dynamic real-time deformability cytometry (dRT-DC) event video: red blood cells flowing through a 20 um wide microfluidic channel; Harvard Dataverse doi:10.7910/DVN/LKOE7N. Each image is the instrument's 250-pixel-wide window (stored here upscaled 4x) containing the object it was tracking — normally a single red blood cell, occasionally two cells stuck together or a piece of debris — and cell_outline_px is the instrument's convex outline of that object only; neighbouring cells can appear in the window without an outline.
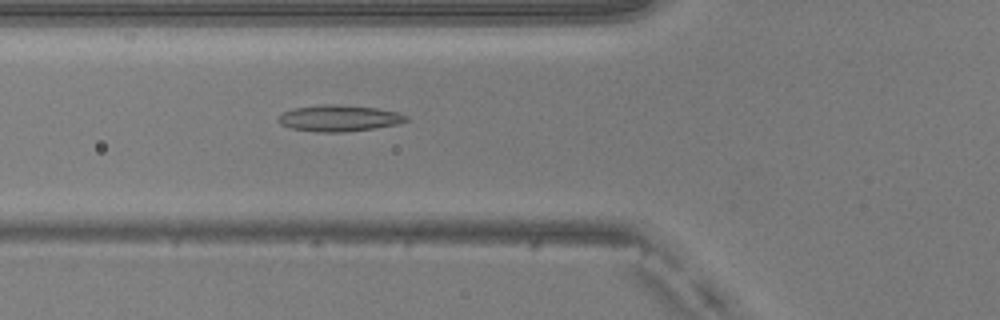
{"species": "common noctule bat (a hibernating species)", "species_latin": "Nyctalus noctula", "temperature_condition": "warm", "stored_images_in_passage": 39, "camera_frame_rate_fps": 3000, "um_per_image_px": 0.085, "animal": {"sex": "male", "body_mass_g": 20.5, "forearm_length_mm": 52.5}, "frame": {"image": 1, "passage_image": 8, "time_ms": 2.333, "image_size_px": [1000, 320], "cell_outline_px": [[408, 120], [400, 124], [376, 128], [344, 132], [316, 132], [288, 128], [280, 124], [276, 120], [284, 112], [296, 108], [320, 104], [336, 104], [376, 108], [400, 112], [408, 116]], "centroid_in_image_um": [28.85, 10.05], "position_along_channel_um": 97.0, "area_um2": 19.83}}
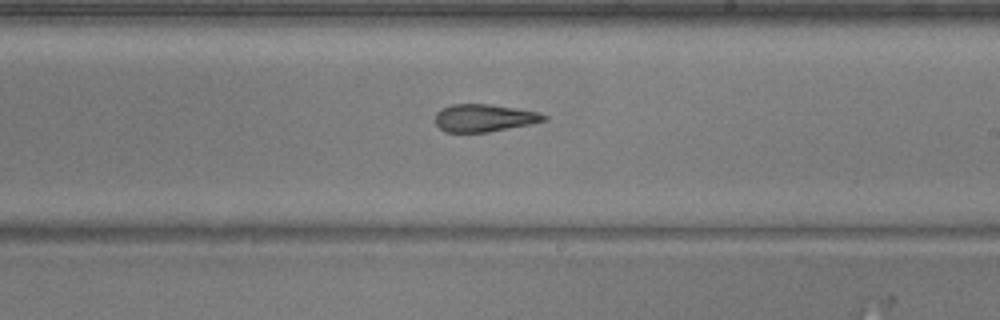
{"frame": {"image": 2, "passage_image": 19, "time_ms": 6.0, "image_size_px": [1000, 320], "cell_outline_px": [[548, 120], [532, 124], [488, 132], [444, 132], [436, 124], [436, 112], [440, 108], [452, 104], [488, 104], [540, 112], [548, 116]], "centroid_in_image_um": [41.17, 10.02], "position_along_channel_um": 247.8, "area_um2": 17.57}}
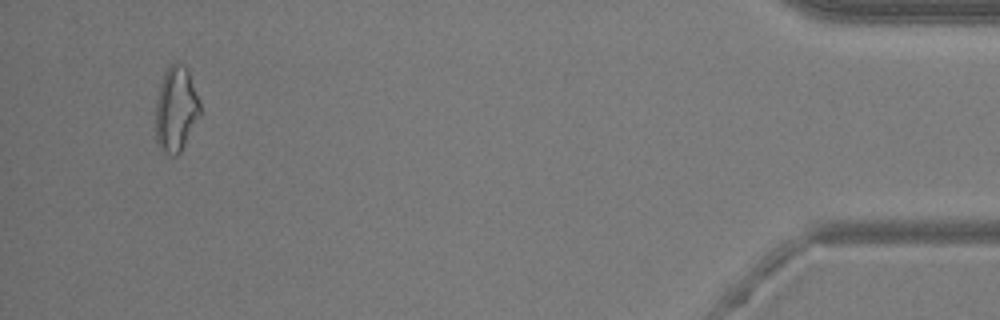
{"frame": {"image": 3, "passage_image": 37, "time_ms": 12.0, "image_size_px": [1000, 320], "cell_outline_px": [[200, 116], [180, 152], [176, 156], [172, 156], [164, 152], [160, 148], [156, 140], [156, 100], [160, 84], [164, 72], [176, 60], [184, 64], [188, 68], [200, 104]], "centroid_in_image_um": [14.96, 9.25], "position_along_channel_um": 420.2, "area_um2": 22.14}, "authors_computed_cell_mechanics": {"area_um2": 19.0162, "velocity_mm_per_s": 4.1003, "shape_relaxation_time_tau1_ms": null, "shape_relaxation_time_tau2_ms": 2.9435, "deformation_change_tau1": null, "deformation_change_tau2": 0.1412}}